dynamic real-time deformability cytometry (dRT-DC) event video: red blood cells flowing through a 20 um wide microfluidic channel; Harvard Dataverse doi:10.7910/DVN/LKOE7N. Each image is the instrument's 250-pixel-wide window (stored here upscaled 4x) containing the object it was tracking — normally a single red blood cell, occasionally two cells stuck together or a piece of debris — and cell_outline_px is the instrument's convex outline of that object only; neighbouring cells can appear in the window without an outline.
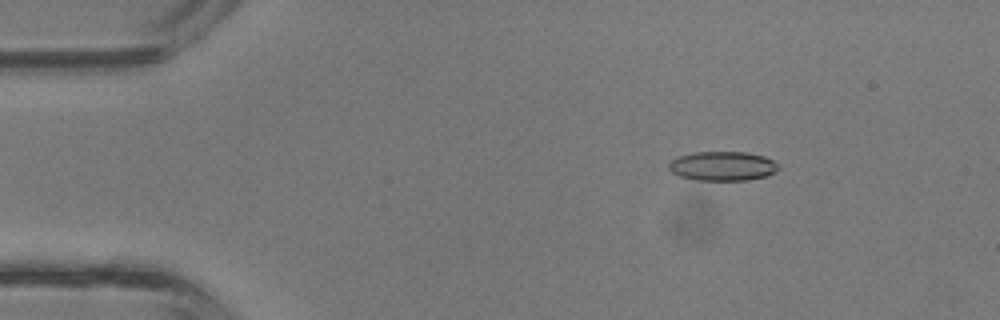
{"species": "common noctule bat (a hibernating species)", "species_latin": "Nyctalus noctula", "temperature_condition": "room temperature", "stored_images_in_passage": 4, "camera_frame_rate_fps": 3000, "um_per_image_px": 0.085, "animal": {"sex": "male", "body_mass_g": 13.3}, "frame": {"image": 1, "passage_image": 2, "time_ms": 0.333, "image_size_px": [1000, 320], "cell_outline_px": [[780, 168], [764, 176], [744, 180], [696, 180], [680, 176], [672, 172], [668, 168], [668, 164], [672, 160], [680, 156], [692, 152], [748, 152], [764, 156], [772, 160]], "centroid_in_image_um": [61.38, 14.1], "position_along_channel_um": 23.6, "area_um2": 18.5}}